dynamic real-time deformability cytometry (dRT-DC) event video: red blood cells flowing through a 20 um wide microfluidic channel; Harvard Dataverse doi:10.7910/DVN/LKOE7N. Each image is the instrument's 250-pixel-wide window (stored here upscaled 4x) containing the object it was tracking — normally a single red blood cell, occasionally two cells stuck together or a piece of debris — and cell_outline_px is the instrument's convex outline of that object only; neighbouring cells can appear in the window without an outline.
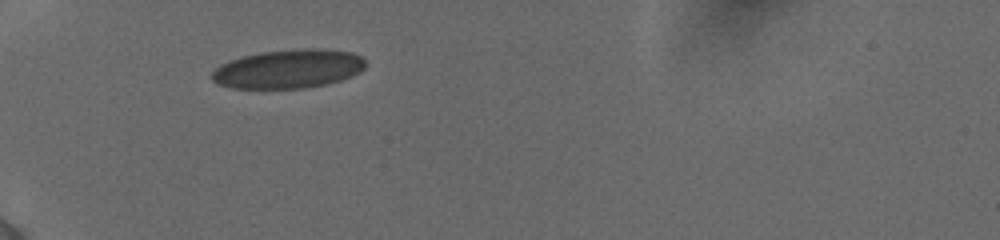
{"species": "human", "species_latin": "Homo sapiens", "temperature_condition": "cold", "stored_images_in_passage": 5, "camera_frame_rate_fps": 3000, "um_per_image_px": 0.085, "donor": {"sex": "female"}, "frame": {"image": 1, "passage_image": 1, "time_ms": 0.0, "image_size_px": [1000, 240], "cell_outline_px": [[364, 68], [360, 72], [352, 76], [340, 80], [324, 84], [304, 88], [232, 88], [216, 84], [212, 80], [212, 72], [220, 64], [228, 60], [260, 52], [300, 48], [316, 48], [352, 52], [360, 56], [364, 60]], "centroid_in_image_um": [24.49, 5.85], "position_along_channel_um": 60.5, "area_um2": 34.8}}
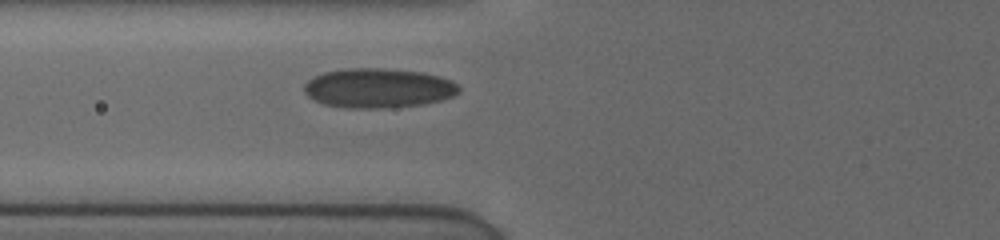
{"frame": {"image": 2, "passage_image": 3, "time_ms": 1.333, "image_size_px": [1000, 240], "cell_outline_px": [[460, 92], [452, 96], [440, 100], [424, 104], [384, 108], [348, 108], [324, 104], [308, 96], [304, 92], [304, 84], [308, 80], [324, 72], [344, 68], [384, 68], [420, 72], [440, 76], [452, 80], [460, 88]], "centroid_in_image_um": [32.16, 7.48], "position_along_channel_um": 93.6, "area_um2": 35.66}}